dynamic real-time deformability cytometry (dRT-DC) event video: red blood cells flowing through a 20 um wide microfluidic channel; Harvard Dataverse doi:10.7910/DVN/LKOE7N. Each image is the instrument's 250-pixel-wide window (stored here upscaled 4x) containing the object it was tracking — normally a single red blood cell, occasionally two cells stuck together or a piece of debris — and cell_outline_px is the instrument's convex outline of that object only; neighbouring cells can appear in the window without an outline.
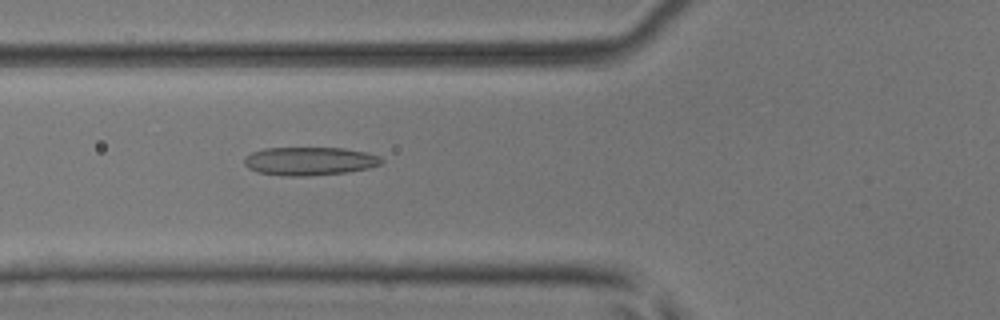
{"species": "common noctule bat (a hibernating species)", "species_latin": "Nyctalus noctula", "temperature_condition": "room temperature", "stored_images_in_passage": 3, "camera_frame_rate_fps": 3000, "um_per_image_px": 0.085, "animal": {"sex": "male", "body_mass_g": 17.9, "forearm_length_mm": 54.2}, "frame": {"image": 1, "passage_image": 3, "time_ms": 0.667, "image_size_px": [1000, 320], "cell_outline_px": [[384, 160], [380, 164], [368, 168], [344, 172], [308, 176], [284, 176], [260, 172], [248, 168], [244, 164], [244, 156], [252, 152], [264, 148], [344, 148], [364, 152], [380, 156]], "centroid_in_image_um": [26.29, 13.69], "position_along_channel_um": 99.5, "area_um2": 22.54}}